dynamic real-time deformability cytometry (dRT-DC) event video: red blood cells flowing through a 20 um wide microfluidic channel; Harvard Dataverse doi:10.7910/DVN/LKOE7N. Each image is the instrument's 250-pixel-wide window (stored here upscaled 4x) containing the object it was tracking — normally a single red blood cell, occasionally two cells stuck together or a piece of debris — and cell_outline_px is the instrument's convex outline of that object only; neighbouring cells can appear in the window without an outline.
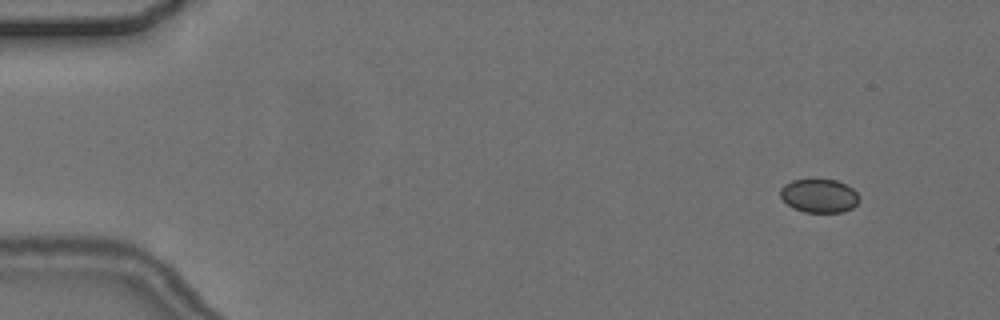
{"species": "common noctule bat (a hibernating species)", "species_latin": "Nyctalus noctula", "temperature_condition": "cold", "stored_images_in_passage": 8, "camera_frame_rate_fps": 3000, "um_per_image_px": 0.085, "animal": {"sex": "female", "body_mass_g": 24.6, "forearm_length_mm": 56.2}, "frame": {"image": 1, "passage_image": 2, "time_ms": 1.0, "image_size_px": [1000, 320], "cell_outline_px": [[860, 200], [852, 208], [844, 212], [804, 212], [792, 208], [780, 196], [780, 188], [784, 184], [792, 180], [836, 180], [852, 188], [860, 196]], "centroid_in_image_um": [69.63, 16.65], "position_along_channel_um": 15.4, "area_um2": 15.43}}
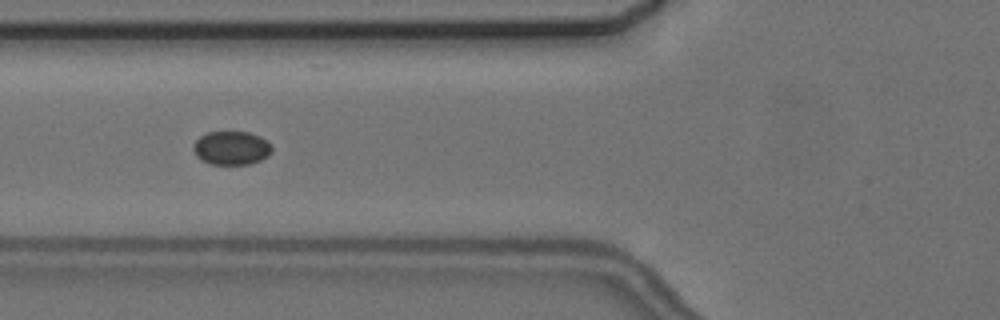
{"frame": {"image": 2, "passage_image": 6, "time_ms": 6.667, "image_size_px": [1000, 320], "cell_outline_px": [[272, 152], [268, 156], [260, 160], [248, 164], [212, 164], [200, 160], [196, 156], [192, 148], [192, 144], [200, 136], [208, 132], [248, 132], [260, 136], [272, 144]], "centroid_in_image_um": [19.66, 12.58], "position_along_channel_um": 106.1, "area_um2": 15.55}}
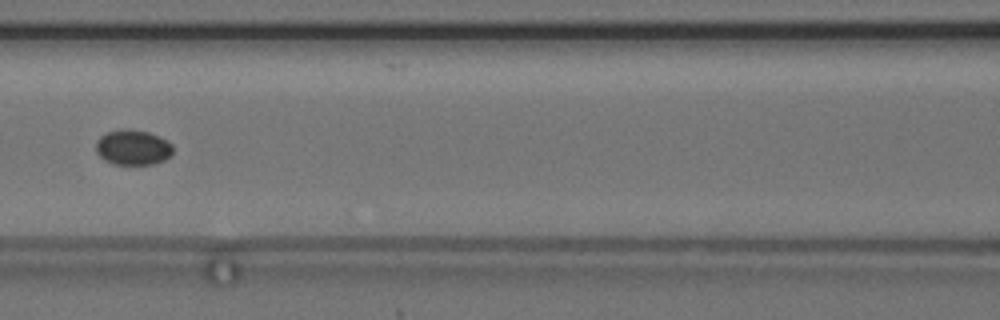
{"frame": {"image": 3, "passage_image": 7, "time_ms": 8.0, "image_size_px": [1000, 320], "cell_outline_px": [[172, 152], [164, 160], [152, 164], [112, 164], [104, 160], [96, 152], [96, 140], [100, 136], [108, 132], [124, 128], [148, 132], [172, 144]], "centroid_in_image_um": [11.24, 12.53], "position_along_channel_um": 155.4, "area_um2": 15.61}}